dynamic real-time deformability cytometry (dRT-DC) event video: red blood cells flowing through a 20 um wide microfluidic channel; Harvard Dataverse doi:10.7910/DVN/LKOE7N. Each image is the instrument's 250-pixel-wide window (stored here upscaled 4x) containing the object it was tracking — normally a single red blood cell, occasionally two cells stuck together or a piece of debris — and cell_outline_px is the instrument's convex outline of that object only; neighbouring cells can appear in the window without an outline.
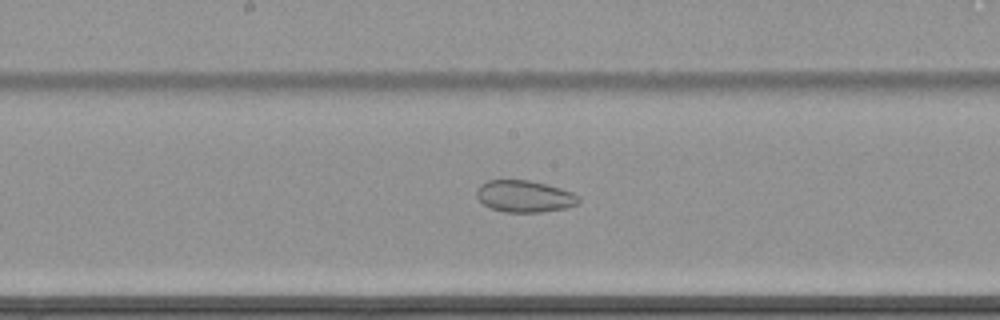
{"species": "common noctule bat (a hibernating species)", "species_latin": "Nyctalus noctula", "temperature_condition": "cold", "stored_images_in_passage": 64, "camera_frame_rate_fps": 3000, "um_per_image_px": 0.085, "animal": {"sex": "female", "body_mass_g": 22.7, "forearm_length_mm": 54.2}, "frame": {"image": 1, "passage_image": 37, "time_ms": 12.0, "image_size_px": [1000, 320], "cell_outline_px": [[580, 200], [576, 204], [564, 208], [540, 212], [504, 212], [492, 208], [484, 204], [476, 196], [476, 188], [480, 184], [488, 180], [528, 180], [560, 188], [572, 192], [580, 196]], "centroid_in_image_um": [44.56, 16.68], "position_along_channel_um": 203.6, "area_um2": 18.79}}
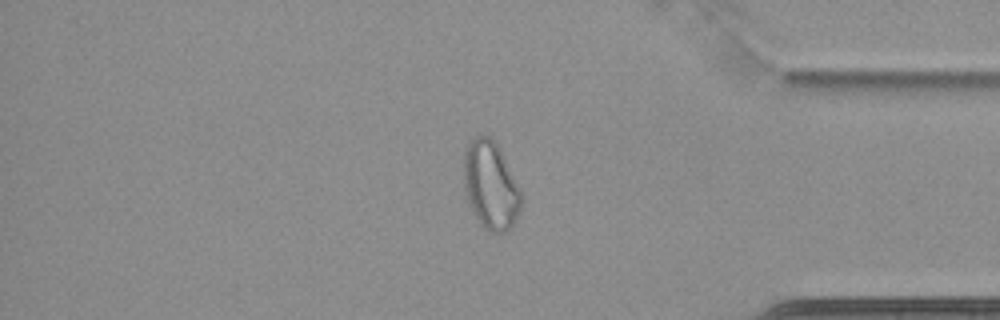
{"frame": {"image": 2, "passage_image": 55, "time_ms": 18.0, "image_size_px": [1000, 320], "cell_outline_px": [[524, 196], [516, 220], [500, 236], [484, 228], [480, 224], [472, 212], [464, 188], [464, 152], [468, 144], [480, 132], [488, 136], [500, 148]], "centroid_in_image_um": [41.72, 15.76], "position_along_channel_um": 393.5, "area_um2": 29.77}, "authors_computed_cell_mechanics": {"area_um2": 29.9115, "velocity_mm_per_s": 3.4677, "shape_relaxation_time_tau1_ms": null, "shape_relaxation_time_tau2_ms": 4.4514, "deformation_change_tau1": null, "deformation_change_tau2": 0.0859}}